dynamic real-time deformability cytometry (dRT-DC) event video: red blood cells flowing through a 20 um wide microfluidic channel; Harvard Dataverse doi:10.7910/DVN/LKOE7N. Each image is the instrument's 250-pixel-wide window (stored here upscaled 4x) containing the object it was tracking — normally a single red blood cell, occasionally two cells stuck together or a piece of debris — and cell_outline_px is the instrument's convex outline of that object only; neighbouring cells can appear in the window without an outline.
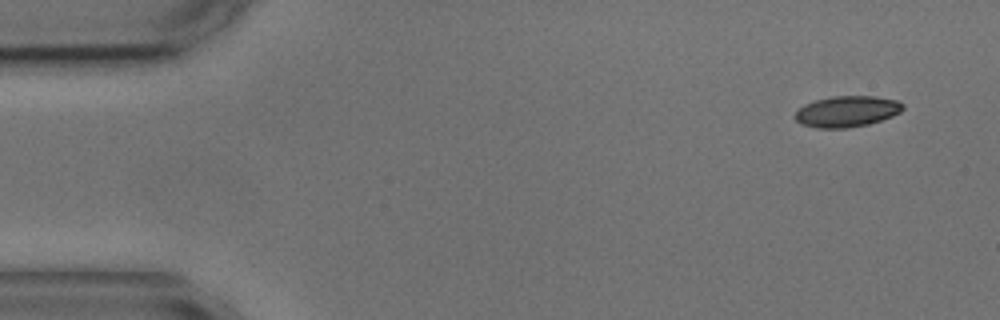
{"species": "common noctule bat (a hibernating species)", "species_latin": "Nyctalus noctula", "temperature_condition": "cold", "stored_images_in_passage": 4, "camera_frame_rate_fps": 3000, "um_per_image_px": 0.085, "animal": {"sex": "male", "body_mass_g": 17.9, "forearm_length_mm": 54.2}, "frame": {"image": 1, "passage_image": 1, "time_ms": 0.0, "image_size_px": [1000, 320], "cell_outline_px": [[904, 108], [900, 112], [892, 116], [868, 124], [848, 128], [816, 128], [800, 124], [796, 120], [796, 112], [804, 104], [816, 100], [832, 96], [876, 96], [896, 100], [904, 104]], "centroid_in_image_um": [71.99, 9.47], "position_along_channel_um": 13.0, "area_um2": 19.48}}